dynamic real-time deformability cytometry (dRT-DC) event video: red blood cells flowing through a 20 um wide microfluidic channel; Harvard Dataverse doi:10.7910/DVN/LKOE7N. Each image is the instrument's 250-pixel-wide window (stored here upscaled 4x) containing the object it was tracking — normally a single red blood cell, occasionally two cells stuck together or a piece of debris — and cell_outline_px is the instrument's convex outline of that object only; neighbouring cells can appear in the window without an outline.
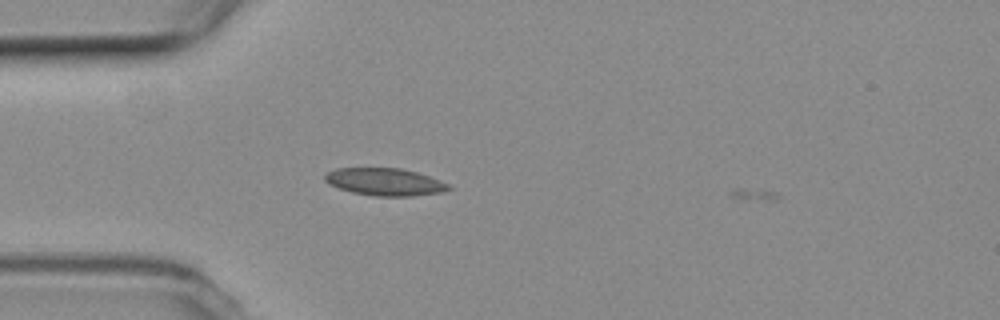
{"species": "common noctule bat (a hibernating species)", "species_latin": "Nyctalus noctula", "temperature_condition": "room temperature", "stored_images_in_passage": 10, "camera_frame_rate_fps": 3000, "um_per_image_px": 0.085, "animal": {"sex": "female", "body_mass_g": 19.3, "forearm_length_mm": 54.1}, "frame": {"image": 1, "passage_image": 9, "time_ms": 2.667, "image_size_px": [1000, 320], "cell_outline_px": [[452, 188], [440, 192], [412, 196], [376, 196], [352, 192], [328, 184], [324, 180], [324, 176], [328, 172], [336, 168], [400, 168], [416, 172], [428, 176], [448, 184]], "centroid_in_image_um": [32.67, 15.46], "position_along_channel_um": 52.3, "area_um2": 19.54}}